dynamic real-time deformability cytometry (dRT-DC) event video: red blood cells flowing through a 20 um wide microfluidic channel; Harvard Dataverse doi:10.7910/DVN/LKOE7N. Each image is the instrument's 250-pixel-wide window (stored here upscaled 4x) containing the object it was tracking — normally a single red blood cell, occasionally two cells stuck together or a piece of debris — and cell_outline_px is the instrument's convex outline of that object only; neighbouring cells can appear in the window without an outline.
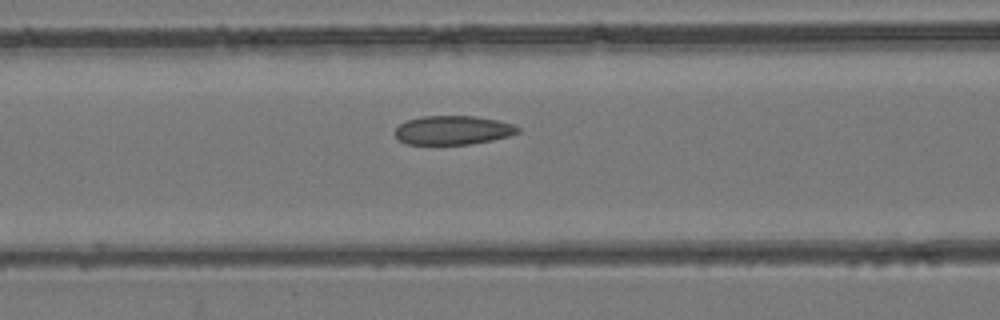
{"species": "common noctule bat (a hibernating species)", "species_latin": "Nyctalus noctula", "temperature_condition": "room temperature", "stored_images_in_passage": 33, "camera_frame_rate_fps": 3000, "um_per_image_px": 0.085, "animal": {"sex": "female", "body_mass_g": 24.6, "forearm_length_mm": 56.2}, "frame": {"image": 1, "passage_image": 12, "time_ms": 3.667, "image_size_px": [1000, 320], "cell_outline_px": [[520, 132], [508, 136], [492, 140], [468, 144], [408, 144], [400, 140], [396, 136], [396, 128], [400, 124], [408, 120], [420, 116], [472, 116], [496, 120], [512, 124], [520, 128]], "centroid_in_image_um": [38.5, 11.06], "position_along_channel_um": 128.1, "area_um2": 20.46}}
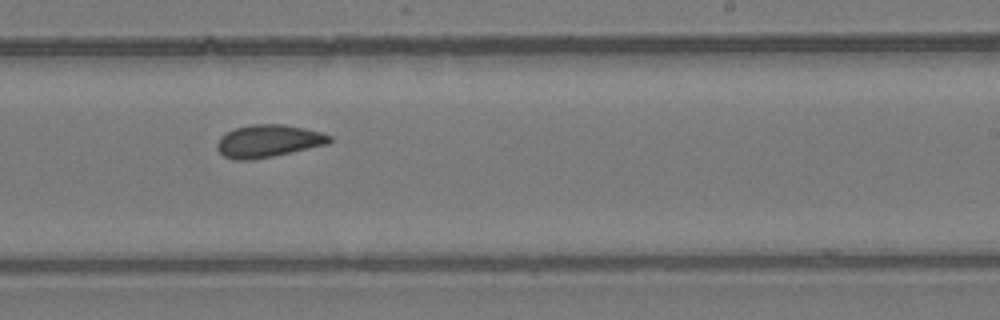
{"frame": {"image": 2, "passage_image": 21, "time_ms": 6.667, "image_size_px": [1000, 320], "cell_outline_px": [[332, 140], [328, 144], [272, 156], [252, 160], [232, 160], [224, 156], [216, 148], [216, 144], [220, 136], [236, 128], [248, 124], [284, 124], [304, 128], [320, 132], [332, 136]], "centroid_in_image_um": [22.78, 11.98], "position_along_channel_um": 266.2, "area_um2": 21.33}}
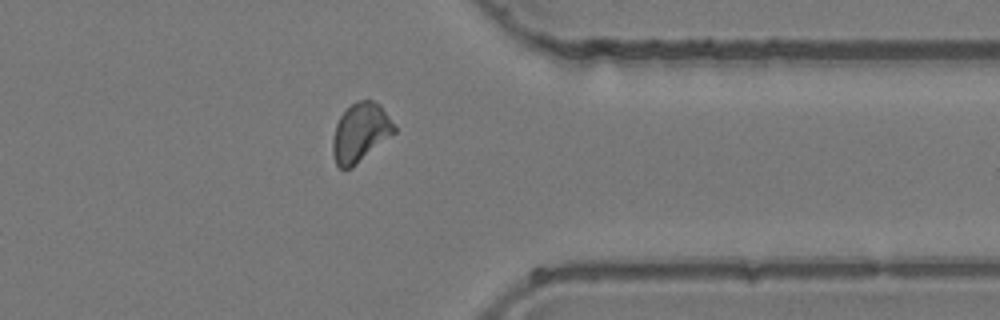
{"frame": {"image": 3, "passage_image": 29, "time_ms": 9.333, "image_size_px": [1000, 320], "cell_outline_px": [[396, 132], [352, 168], [340, 168], [336, 164], [332, 152], [332, 140], [336, 124], [340, 116], [356, 100], [372, 100], [380, 104], [396, 128]], "centroid_in_image_um": [30.62, 11.27], "position_along_channel_um": 380.8, "area_um2": 20.98}}